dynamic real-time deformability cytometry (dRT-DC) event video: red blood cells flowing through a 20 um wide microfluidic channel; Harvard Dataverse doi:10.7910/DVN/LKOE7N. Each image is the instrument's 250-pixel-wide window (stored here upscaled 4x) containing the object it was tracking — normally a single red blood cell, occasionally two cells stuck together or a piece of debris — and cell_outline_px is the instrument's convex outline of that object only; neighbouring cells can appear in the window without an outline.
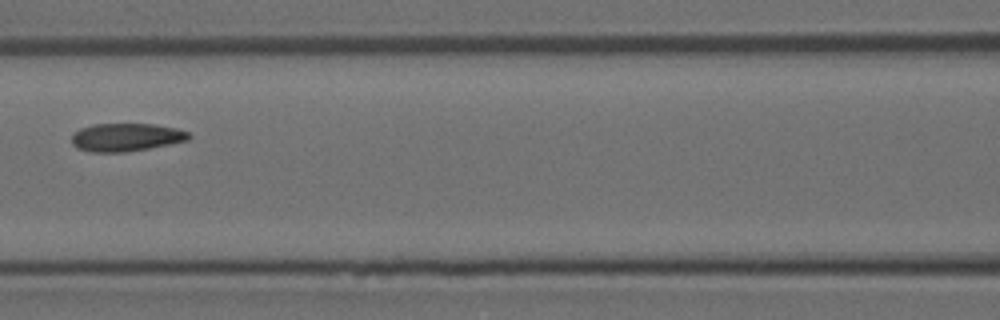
{"species": "Egyptian fruit bat (a non-hibernating species)", "species_latin": "Rousettus aegyptiacus", "temperature_condition": "room temperature", "stored_images_in_passage": 5, "camera_frame_rate_fps": 3000, "um_per_image_px": 0.085, "animal": {"sex": "female"}, "frame": {"image": 1, "passage_image": 4, "time_ms": 3.333, "image_size_px": [1000, 320], "cell_outline_px": [[192, 136], [188, 140], [148, 148], [124, 152], [92, 152], [76, 148], [72, 144], [72, 132], [80, 128], [92, 124], [152, 124], [176, 128], [188, 132]], "centroid_in_image_um": [10.67, 11.66], "position_along_channel_um": 155.9, "area_um2": 19.13}}
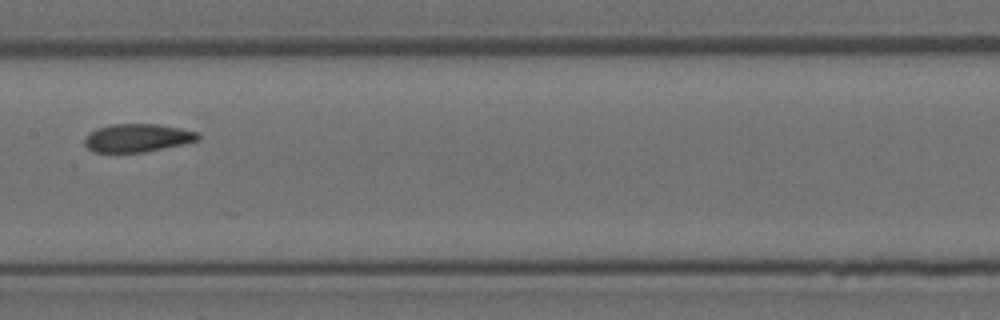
{"frame": {"image": 2, "passage_image": 5, "time_ms": 4.333, "image_size_px": [1000, 320], "cell_outline_px": [[200, 140], [184, 144], [144, 152], [92, 152], [84, 144], [84, 136], [88, 132], [96, 128], [112, 124], [160, 124], [180, 128], [196, 132], [200, 136]], "centroid_in_image_um": [11.65, 11.72], "position_along_channel_um": 195.8, "area_um2": 18.79}}